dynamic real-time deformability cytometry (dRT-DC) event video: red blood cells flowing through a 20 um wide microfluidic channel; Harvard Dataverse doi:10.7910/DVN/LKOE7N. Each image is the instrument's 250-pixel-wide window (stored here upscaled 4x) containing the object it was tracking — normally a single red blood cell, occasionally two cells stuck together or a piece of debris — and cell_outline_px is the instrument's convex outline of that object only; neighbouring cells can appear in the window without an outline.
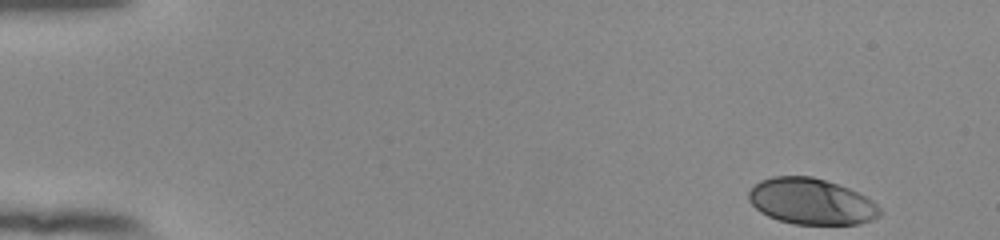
{"species": "human", "species_latin": "Homo sapiens", "temperature_condition": "room temperature", "stored_images_in_passage": 50, "camera_frame_rate_fps": 3000, "um_per_image_px": 0.085, "donor": {"sex": "female"}, "frame": {"image": 1, "passage_image": 1, "time_ms": 0.0, "image_size_px": [1000, 240], "cell_outline_px": [[880, 216], [872, 220], [860, 224], [792, 224], [768, 216], [760, 212], [748, 200], [748, 192], [760, 180], [772, 176], [812, 176], [848, 188], [872, 200], [880, 208]], "centroid_in_image_um": [68.94, 17.13], "position_along_channel_um": 16.1, "area_um2": 35.08}}
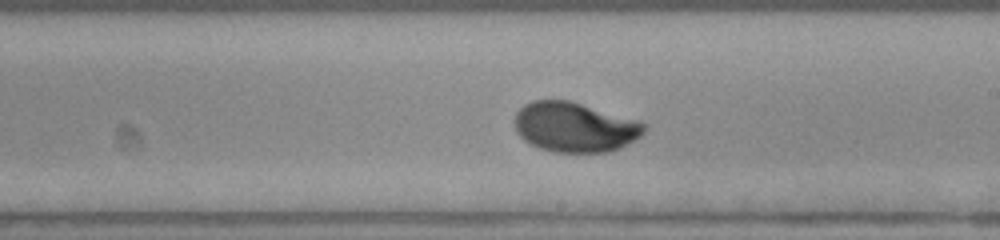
{"frame": {"image": 2, "passage_image": 29, "time_ms": 9.333, "image_size_px": [1000, 240], "cell_outline_px": [[648, 124], [644, 132], [640, 136], [620, 148], [608, 152], [552, 152], [540, 148], [524, 140], [516, 132], [512, 120], [516, 112], [524, 104], [532, 100], [568, 100], [640, 120]], "centroid_in_image_um": [48.84, 10.8], "position_along_channel_um": 240.2, "area_um2": 37.97}}
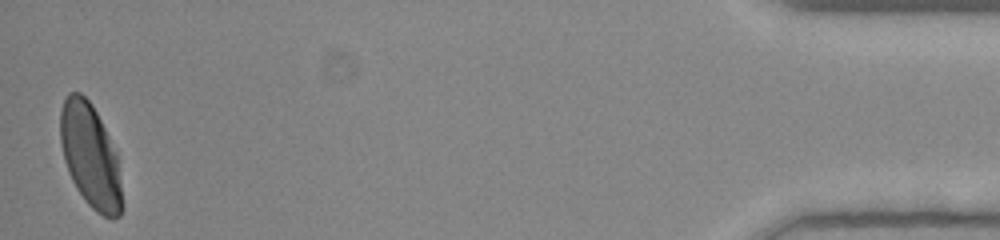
{"frame": {"image": 3, "passage_image": 50, "time_ms": 16.333, "image_size_px": [1000, 240], "cell_outline_px": [[124, 208], [120, 216], [112, 220], [96, 212], [84, 200], [76, 188], [68, 172], [64, 160], [60, 144], [60, 112], [64, 100], [68, 92], [80, 92], [92, 104], [116, 152], [124, 204]], "centroid_in_image_um": [7.68, 13.3], "position_along_channel_um": 427.5, "area_um2": 37.57}, "authors_computed_cell_mechanics": {"area_um2": 37.2521, "velocity_mm_per_s": 3.8556, "shape_relaxation_time_tau1_ms": 3.1754, "shape_relaxation_time_tau2_ms": null, "deformation_change_tau1": 0.1796, "deformation_change_tau2": null}}